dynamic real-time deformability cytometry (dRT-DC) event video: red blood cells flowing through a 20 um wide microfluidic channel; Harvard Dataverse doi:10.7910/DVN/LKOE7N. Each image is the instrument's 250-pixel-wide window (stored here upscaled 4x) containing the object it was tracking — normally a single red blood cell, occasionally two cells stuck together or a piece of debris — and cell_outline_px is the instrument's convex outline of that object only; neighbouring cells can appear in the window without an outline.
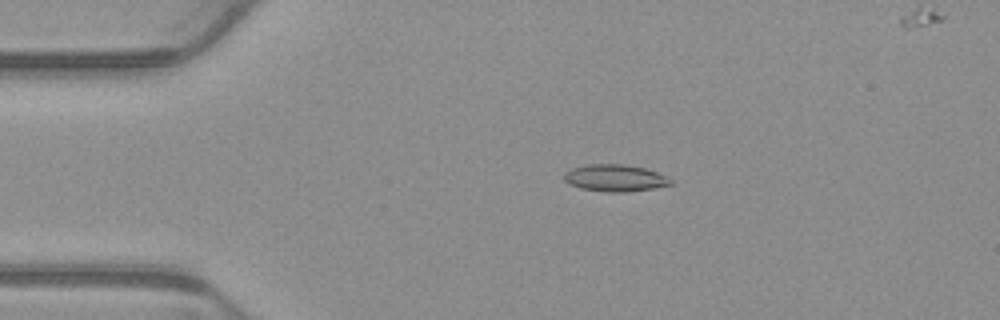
{"species": "common noctule bat (a hibernating species)", "species_latin": "Nyctalus noctula", "temperature_condition": "warm", "stored_images_in_passage": 5, "camera_frame_rate_fps": 3000, "um_per_image_px": 0.085, "animal": {"sex": "male", "body_mass_g": 23.1, "forearm_length_mm": 52.7}, "frame": {"image": 1, "passage_image": 3, "time_ms": 0.667, "image_size_px": [1000, 320], "cell_outline_px": [[672, 184], [656, 188], [628, 192], [604, 192], [580, 188], [568, 184], [564, 180], [564, 172], [572, 168], [588, 164], [624, 164], [644, 168], [656, 172], [672, 180]], "centroid_in_image_um": [52.25, 15.14], "position_along_channel_um": 32.8, "area_um2": 16.82}}
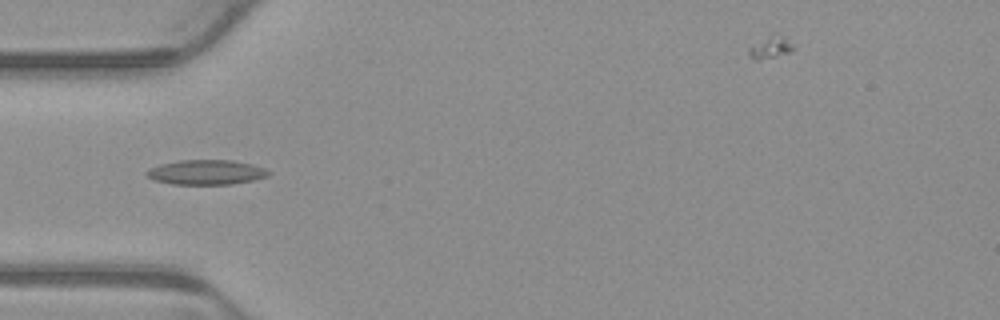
{"frame": {"image": 2, "passage_image": 4, "time_ms": 1.0, "image_size_px": [1000, 320], "cell_outline_px": [[272, 172], [268, 176], [252, 180], [232, 184], [172, 184], [152, 180], [144, 172], [160, 164], [180, 160], [232, 160], [252, 164], [264, 168]], "centroid_in_image_um": [17.53, 14.64], "position_along_channel_um": 67.5, "area_um2": 17.57}}
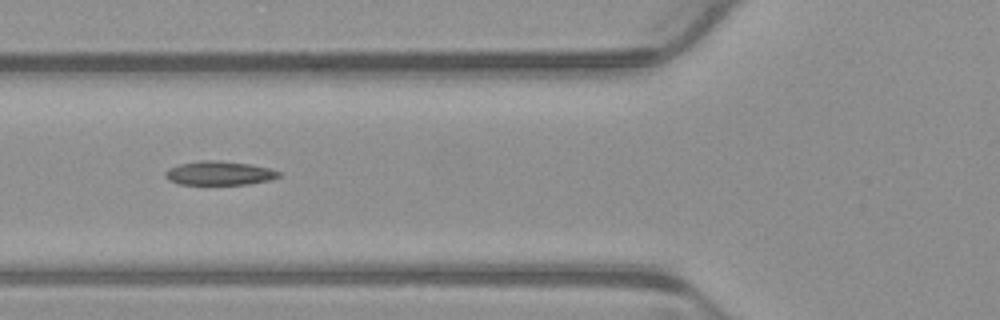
{"frame": {"image": 3, "passage_image": 5, "time_ms": 1.333, "image_size_px": [1000, 320], "cell_outline_px": [[280, 176], [268, 180], [248, 184], [180, 184], [168, 180], [164, 176], [164, 172], [168, 168], [180, 164], [200, 160], [212, 160], [248, 164], [268, 168], [280, 172]], "centroid_in_image_um": [18.58, 14.72], "position_along_channel_um": 107.2, "area_um2": 15.61}}